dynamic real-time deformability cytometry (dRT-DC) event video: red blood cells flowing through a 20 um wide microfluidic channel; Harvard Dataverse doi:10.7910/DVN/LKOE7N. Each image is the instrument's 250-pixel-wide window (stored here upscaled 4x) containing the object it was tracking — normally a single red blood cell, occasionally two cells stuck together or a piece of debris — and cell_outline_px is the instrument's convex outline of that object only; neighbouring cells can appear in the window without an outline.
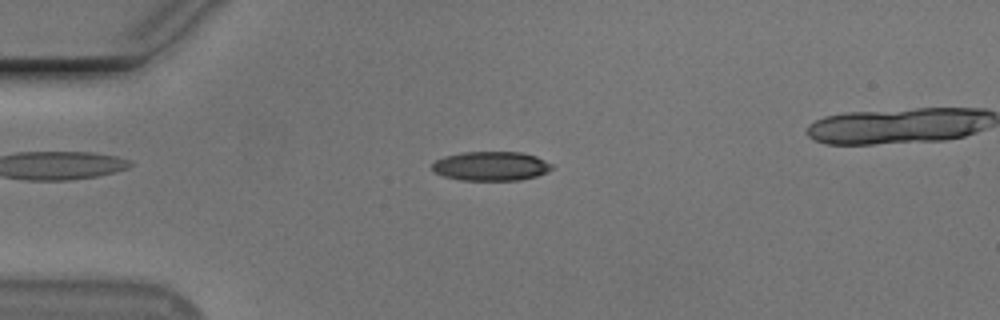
{"species": "Egyptian fruit bat (a non-hibernating species)", "species_latin": "Rousettus aegyptiacus", "temperature_condition": "cold", "stored_images_in_passage": 52, "camera_frame_rate_fps": 3000, "um_per_image_px": 0.085, "animal": {"sex": "male"}, "frame": {"image": 1, "passage_image": 13, "time_ms": 4.0, "image_size_px": [1000, 320], "cell_outline_px": [[552, 168], [548, 172], [536, 176], [520, 180], [460, 180], [444, 176], [432, 172], [432, 164], [436, 160], [444, 156], [464, 152], [520, 152], [536, 156], [552, 164]], "centroid_in_image_um": [41.72, 14.12], "position_along_channel_um": 43.3, "area_um2": 20.4}}
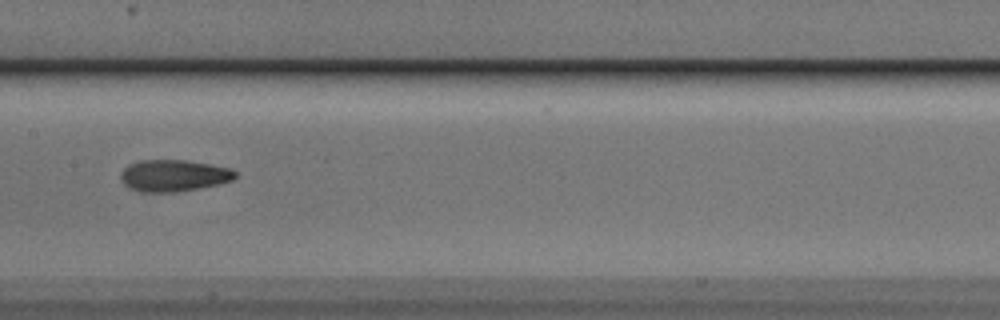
{"frame": {"image": 2, "passage_image": 27, "time_ms": 8.667, "image_size_px": [1000, 320], "cell_outline_px": [[236, 176], [232, 180], [200, 188], [176, 192], [140, 192], [128, 188], [120, 180], [120, 172], [124, 168], [140, 160], [184, 160], [208, 164], [228, 168], [236, 172]], "centroid_in_image_um": [14.7, 14.93], "position_along_channel_um": 192.7, "area_um2": 21.04}}
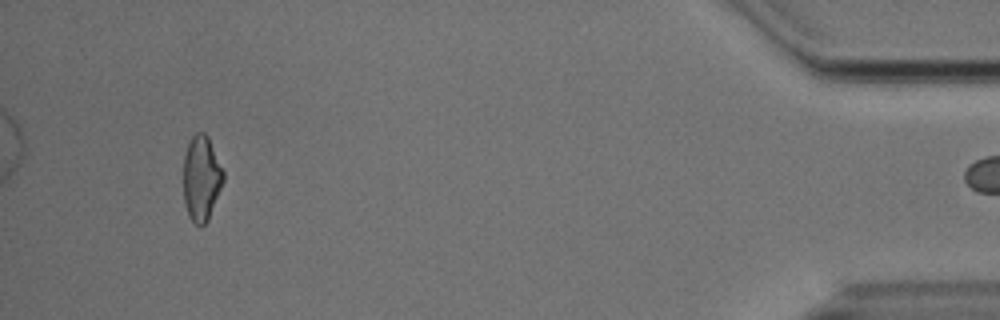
{"frame": {"image": 3, "passage_image": 51, "time_ms": 16.667, "image_size_px": [1000, 320], "cell_outline_px": [[224, 180], [208, 220], [204, 224], [196, 224], [188, 216], [184, 204], [184, 156], [188, 144], [192, 136], [196, 132], [204, 132], [208, 136], [224, 172]], "centroid_in_image_um": [17.12, 15.14], "position_along_channel_um": 418.1, "area_um2": 19.71}}